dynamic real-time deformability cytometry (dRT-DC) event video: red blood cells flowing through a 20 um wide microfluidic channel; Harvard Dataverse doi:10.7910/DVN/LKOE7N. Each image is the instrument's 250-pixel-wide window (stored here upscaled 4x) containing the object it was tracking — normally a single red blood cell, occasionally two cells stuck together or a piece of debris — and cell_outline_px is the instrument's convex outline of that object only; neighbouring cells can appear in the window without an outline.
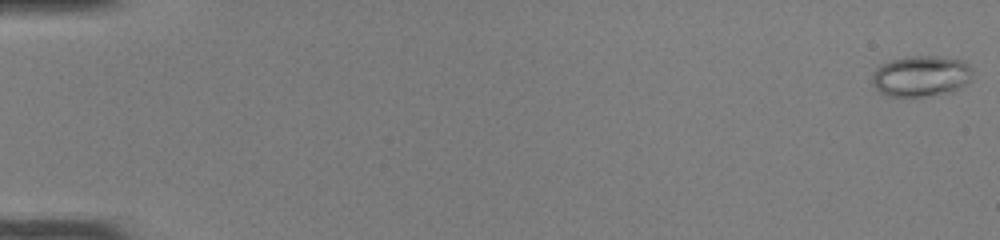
{"species": "common noctule bat (a hibernating species)", "species_latin": "Nyctalus noctula", "temperature_condition": "room temperature", "stored_images_in_passage": 50, "camera_frame_rate_fps": 3000, "um_per_image_px": 0.085, "animal": {"sex": "female", "body_mass_g": 22.0, "forearm_length_mm": 56.7}, "frame": {"image": 1, "passage_image": 1, "time_ms": 0.0, "image_size_px": [1000, 240], "cell_outline_px": [[972, 80], [952, 92], [924, 96], [888, 96], [880, 92], [872, 84], [872, 76], [876, 68], [880, 64], [892, 60], [908, 56], [936, 56], [964, 60], [972, 68]], "centroid_in_image_um": [78.31, 6.46], "position_along_channel_um": 6.7, "area_um2": 24.1}}
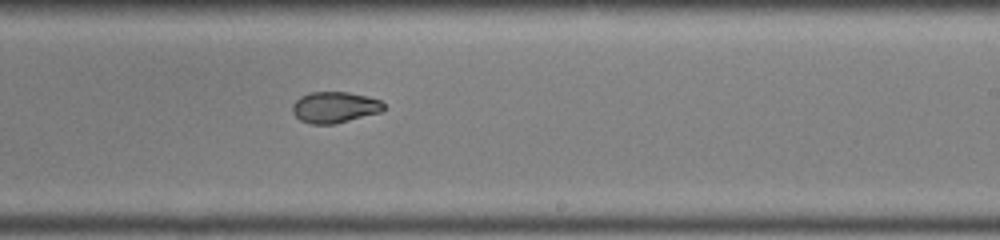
{"frame": {"image": 2, "passage_image": 32, "time_ms": 10.333, "image_size_px": [1000, 240], "cell_outline_px": [[384, 108], [380, 112], [332, 124], [312, 124], [300, 120], [292, 112], [292, 104], [300, 96], [308, 92], [348, 92], [368, 96], [380, 100], [384, 104]], "centroid_in_image_um": [28.41, 9.1], "position_along_channel_um": 260.6, "area_um2": 16.47}}
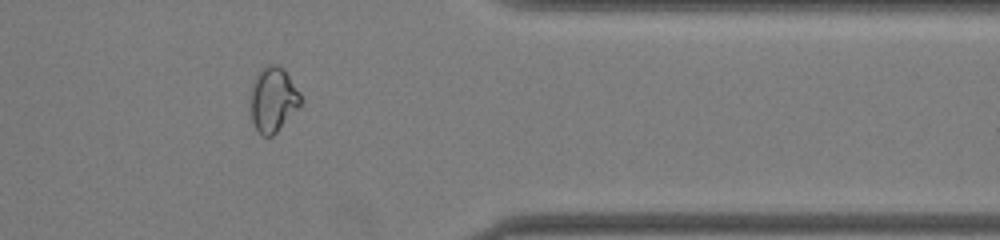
{"frame": {"image": 3, "passage_image": 42, "time_ms": 13.667, "image_size_px": [1000, 240], "cell_outline_px": [[300, 104], [276, 132], [272, 136], [264, 136], [256, 128], [252, 120], [252, 84], [256, 76], [264, 64], [280, 64], [284, 68], [300, 92]], "centroid_in_image_um": [23.22, 8.39], "position_along_channel_um": 388.2, "area_um2": 18.5}, "authors_computed_cell_mechanics": {"area_um2": 19.2185, "velocity_mm_per_s": 4.126, "shape_relaxation_time_tau1_ms": null, "shape_relaxation_time_tau2_ms": 1.9982, "deformation_change_tau1": null, "deformation_change_tau2": 0.054}}